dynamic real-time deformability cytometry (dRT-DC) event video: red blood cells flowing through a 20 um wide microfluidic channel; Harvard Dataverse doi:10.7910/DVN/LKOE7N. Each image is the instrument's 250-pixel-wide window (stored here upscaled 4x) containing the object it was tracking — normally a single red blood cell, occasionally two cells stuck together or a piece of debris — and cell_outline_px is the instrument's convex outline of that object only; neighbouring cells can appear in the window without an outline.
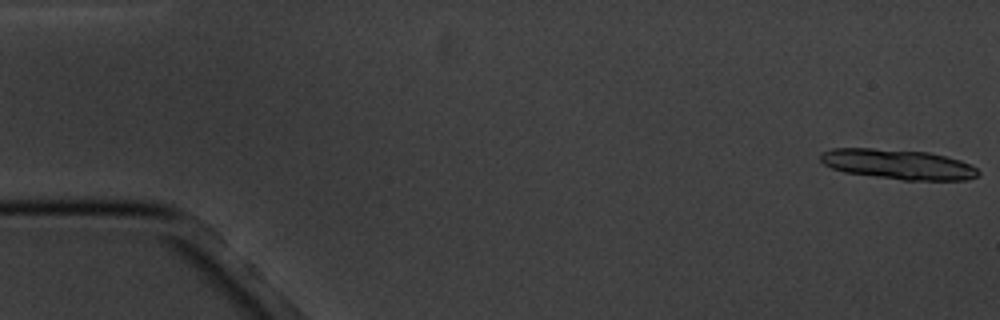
{"species": "common noctule bat (a hibernating species)", "species_latin": "Nyctalus noctula", "temperature_condition": "cold", "stored_images_in_passage": 17, "segment_of_instrument_passage": [1, 2], "camera_frame_rate_fps": 3000, "um_per_image_px": 0.085, "animal": {"sex": "male", "body_mass_g": 20.1, "forearm_length_mm": 53.5}, "frame": {"image": 1, "passage_image": 1, "time_ms": 0.0, "image_size_px": [1000, 320], "cell_outline_px": [[980, 176], [964, 180], [904, 180], [844, 172], [832, 168], [824, 164], [820, 160], [820, 152], [832, 148], [872, 148], [928, 152], [960, 160], [976, 168], [980, 172]], "centroid_in_image_um": [76.32, 13.96], "position_along_channel_um": 8.7, "area_um2": 27.51}}